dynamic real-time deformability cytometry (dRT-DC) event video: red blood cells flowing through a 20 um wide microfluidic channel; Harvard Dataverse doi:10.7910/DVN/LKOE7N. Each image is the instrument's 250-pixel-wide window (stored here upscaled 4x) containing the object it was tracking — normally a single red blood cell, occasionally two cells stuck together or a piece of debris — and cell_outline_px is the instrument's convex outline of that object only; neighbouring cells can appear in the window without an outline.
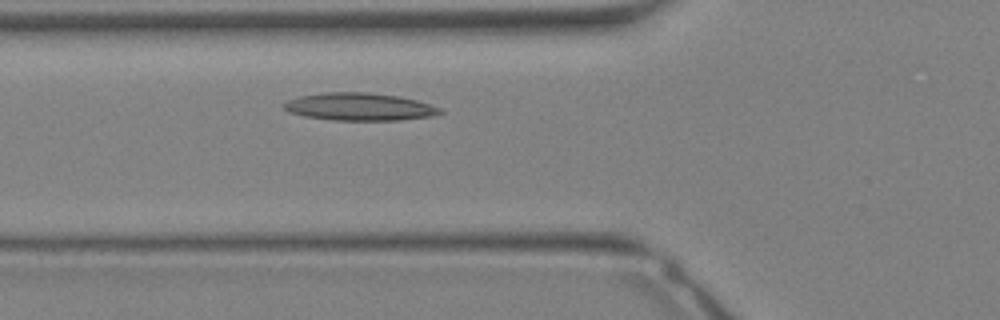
{"species": "Egyptian fruit bat (a non-hibernating species)", "species_latin": "Rousettus aegyptiacus", "temperature_condition": "warm", "stored_images_in_passage": 29, "camera_frame_rate_fps": 3000, "um_per_image_px": 0.085, "animal": {"sex": "female"}, "frame": {"image": 1, "passage_image": 8, "time_ms": 2.333, "image_size_px": [1000, 320], "cell_outline_px": [[444, 112], [428, 116], [400, 120], [332, 120], [304, 116], [292, 112], [284, 108], [284, 104], [288, 100], [296, 96], [324, 92], [368, 92], [400, 96], [416, 100], [440, 108]], "centroid_in_image_um": [30.53, 9.06], "position_along_channel_um": 95.3, "area_um2": 24.97}}
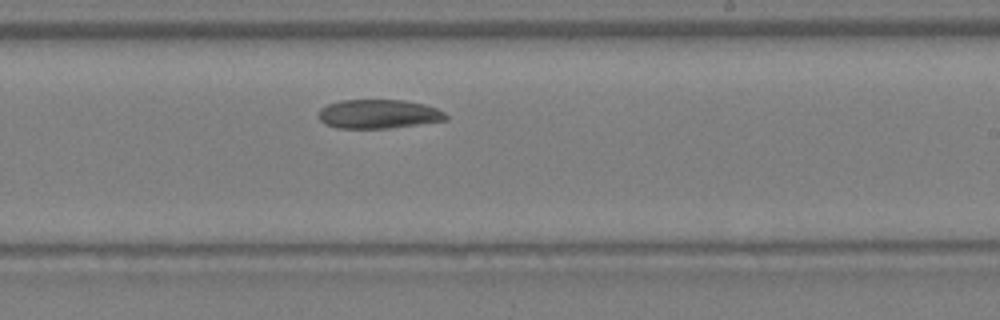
{"frame": {"image": 2, "passage_image": 16, "time_ms": 5.0, "image_size_px": [1000, 320], "cell_outline_px": [[448, 120], [392, 128], [336, 128], [324, 124], [320, 120], [320, 108], [328, 104], [340, 100], [404, 100], [424, 104], [436, 108], [444, 112], [448, 116]], "centroid_in_image_um": [32.19, 9.69], "position_along_channel_um": 256.8, "area_um2": 21.62}}
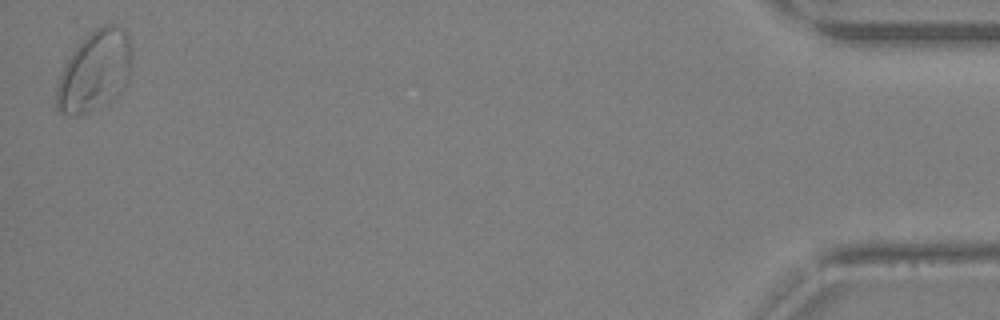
{"frame": {"image": 3, "passage_image": 29, "time_ms": 9.333, "image_size_px": [1000, 320], "cell_outline_px": [[132, 68], [128, 84], [108, 104], [76, 116], [72, 116], [60, 112], [56, 108], [56, 88], [60, 76], [72, 52], [92, 32], [104, 24], [112, 24], [124, 28], [128, 32], [132, 52]], "centroid_in_image_um": [8.11, 6.06], "position_along_channel_um": 427.1, "area_um2": 35.49}}